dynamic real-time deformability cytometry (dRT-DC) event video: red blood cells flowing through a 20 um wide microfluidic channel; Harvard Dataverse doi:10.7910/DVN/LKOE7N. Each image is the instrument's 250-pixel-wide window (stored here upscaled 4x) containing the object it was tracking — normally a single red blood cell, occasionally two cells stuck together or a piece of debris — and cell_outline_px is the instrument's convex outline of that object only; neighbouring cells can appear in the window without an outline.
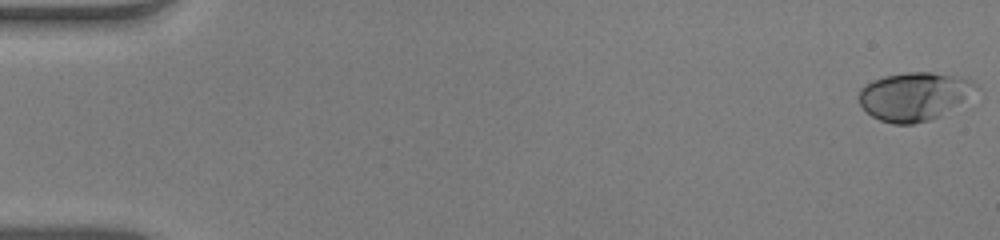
{"species": "human", "species_latin": "Homo sapiens", "temperature_condition": "warm", "stored_images_in_passage": 54, "camera_frame_rate_fps": 3000, "um_per_image_px": 0.085, "donor": {"sex": "male"}, "frame": {"image": 1, "passage_image": 1, "time_ms": 0.0, "image_size_px": [1000, 240], "cell_outline_px": [[980, 88], [940, 116], [928, 120], [912, 124], [892, 124], [880, 120], [872, 116], [860, 104], [860, 88], [864, 84], [872, 80], [884, 76], [904, 72], [932, 72], [956, 76], [972, 80], [980, 84]], "centroid_in_image_um": [77.71, 8.17], "position_along_channel_um": 7.3, "area_um2": 32.83}}
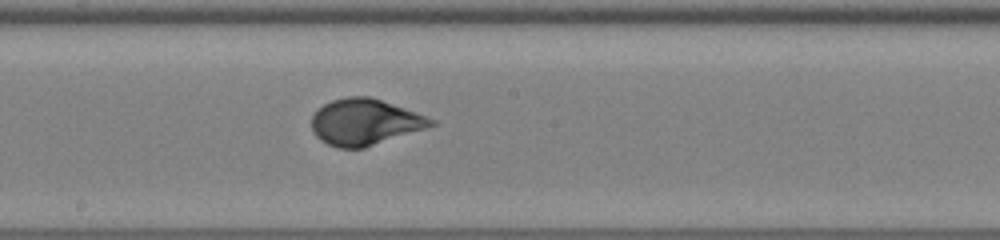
{"frame": {"image": 2, "passage_image": 30, "time_ms": 9.667, "image_size_px": [1000, 240], "cell_outline_px": [[436, 124], [364, 148], [336, 148], [320, 140], [312, 132], [312, 116], [316, 108], [332, 100], [348, 96], [368, 96], [404, 108], [436, 120]], "centroid_in_image_um": [30.94, 10.37], "position_along_channel_um": 217.3, "area_um2": 31.85}}
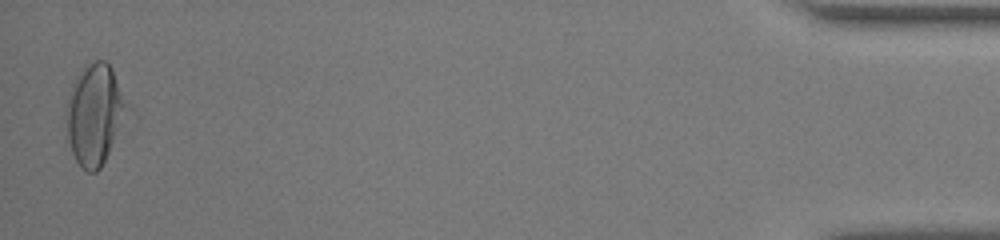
{"frame": {"image": 3, "passage_image": 53, "time_ms": 17.333, "image_size_px": [1000, 240], "cell_outline_px": [[124, 104], [120, 124], [108, 152], [100, 168], [96, 172], [88, 172], [76, 160], [72, 152], [68, 140], [68, 104], [72, 80], [84, 64], [92, 60], [104, 60], [112, 68]], "centroid_in_image_um": [7.96, 9.67], "position_along_channel_um": 427.2, "area_um2": 33.64}, "authors_computed_cell_mechanics": {"area_um2": 31.4143, "velocity_mm_per_s": 3.8983, "shape_relaxation_time_tau1_ms": 4.6537, "shape_relaxation_time_tau2_ms": null, "deformation_change_tau1": 0.221, "deformation_change_tau2": null}}